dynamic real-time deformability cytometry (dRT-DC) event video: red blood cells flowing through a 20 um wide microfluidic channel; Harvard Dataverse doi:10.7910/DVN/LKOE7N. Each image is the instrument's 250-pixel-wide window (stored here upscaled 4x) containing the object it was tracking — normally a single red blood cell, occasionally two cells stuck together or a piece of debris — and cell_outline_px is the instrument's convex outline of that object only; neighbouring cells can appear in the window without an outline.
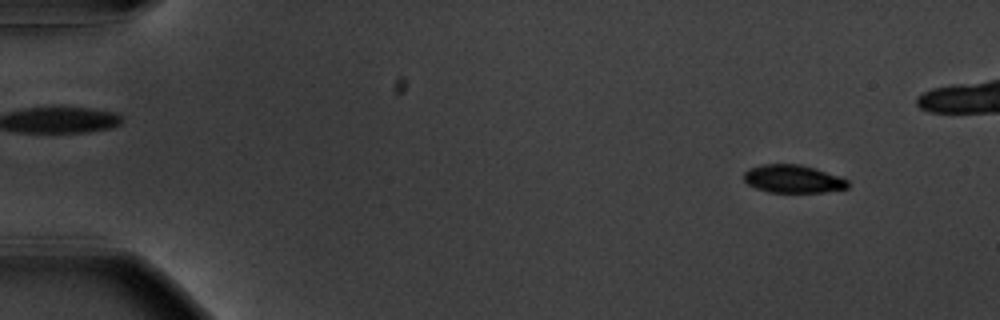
{"species": "common noctule bat (a hibernating species)", "species_latin": "Nyctalus noctula", "temperature_condition": "warm", "stored_images_in_passage": 50, "camera_frame_rate_fps": 3000, "um_per_image_px": 0.085, "animal": {"sex": "male", "body_mass_g": 20.1, "forearm_length_mm": 53.5}, "frame": {"image": 1, "passage_image": 5, "time_ms": 1.333, "image_size_px": [1000, 320], "cell_outline_px": [[848, 188], [824, 192], [768, 192], [756, 188], [748, 184], [744, 180], [744, 172], [748, 168], [764, 164], [800, 164], [816, 168], [848, 180]], "centroid_in_image_um": [67.39, 15.2], "position_along_channel_um": 17.6, "area_um2": 16.94}}
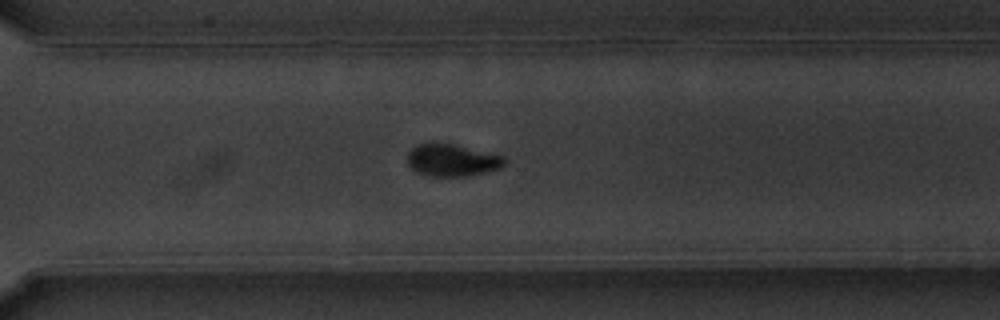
{"frame": {"image": 2, "passage_image": 40, "time_ms": 13.0, "image_size_px": [1000, 320], "cell_outline_px": [[508, 160], [500, 168], [468, 176], [428, 176], [416, 172], [408, 164], [408, 152], [416, 144], [432, 140], [456, 144], [504, 156]], "centroid_in_image_um": [38.4, 13.58], "position_along_channel_um": 332.2, "area_um2": 18.73}}
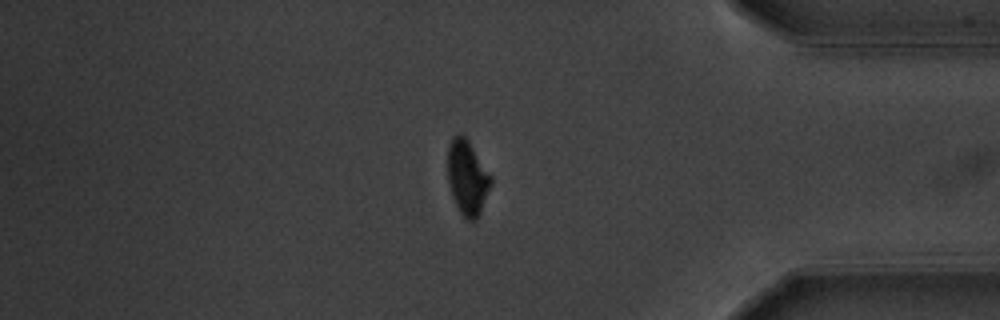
{"frame": {"image": 3, "passage_image": 47, "time_ms": 15.333, "image_size_px": [1000, 320], "cell_outline_px": [[492, 184], [480, 212], [476, 220], [468, 220], [460, 212], [452, 196], [448, 180], [448, 144], [452, 136], [464, 136], [468, 140], [492, 176]], "centroid_in_image_um": [39.73, 15.09], "position_along_channel_um": 395.5, "area_um2": 18.61}}